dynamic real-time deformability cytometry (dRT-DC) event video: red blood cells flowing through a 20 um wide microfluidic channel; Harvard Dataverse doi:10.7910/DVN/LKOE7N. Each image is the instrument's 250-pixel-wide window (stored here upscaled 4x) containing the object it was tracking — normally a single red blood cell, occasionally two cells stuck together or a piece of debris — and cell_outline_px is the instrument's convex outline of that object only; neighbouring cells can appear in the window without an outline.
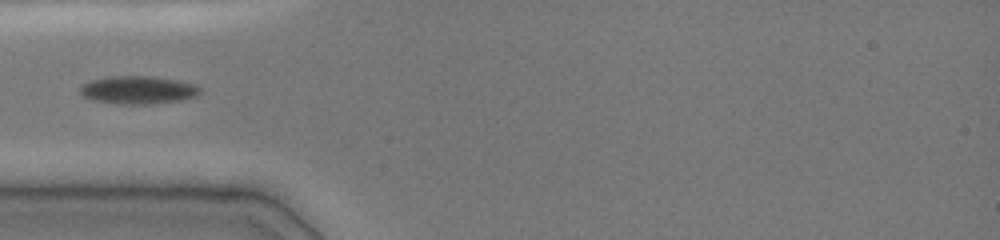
{"species": "common noctule bat (a hibernating species)", "species_latin": "Nyctalus noctula", "temperature_condition": "cold", "stored_images_in_passage": 2, "camera_frame_rate_fps": 3000, "um_per_image_px": 0.085, "animal": {"sex": "female", "body_mass_g": 19.0, "forearm_length_mm": 51.5}, "frame": {"image": 1, "passage_image": 1, "time_ms": 0.0, "image_size_px": [1000, 240], "cell_outline_px": [[200, 92], [196, 96], [180, 100], [148, 104], [120, 104], [96, 100], [84, 96], [80, 92], [80, 88], [84, 84], [92, 80], [112, 76], [152, 76], [176, 80], [196, 84], [200, 88]], "centroid_in_image_um": [11.77, 7.64], "position_along_channel_um": 73.2, "area_um2": 19.25}}